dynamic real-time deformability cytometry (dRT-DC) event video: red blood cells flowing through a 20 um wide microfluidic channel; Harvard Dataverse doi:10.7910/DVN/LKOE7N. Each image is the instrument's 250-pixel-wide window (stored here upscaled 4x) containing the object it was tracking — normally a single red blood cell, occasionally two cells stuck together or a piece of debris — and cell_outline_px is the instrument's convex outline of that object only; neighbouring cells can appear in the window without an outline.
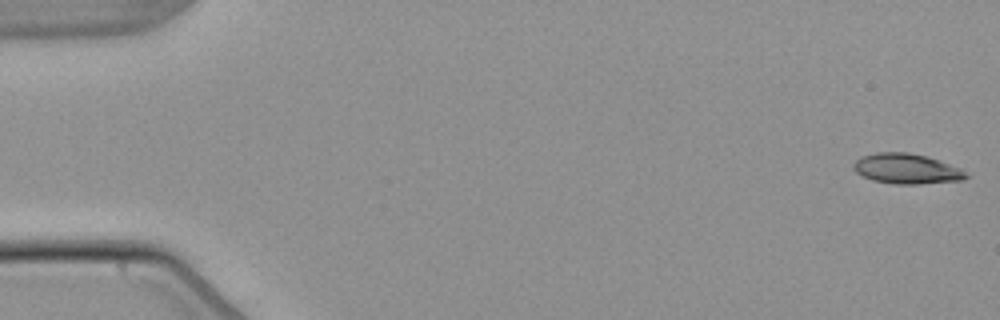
{"species": "common noctule bat (a hibernating species)", "species_latin": "Nyctalus noctula", "temperature_condition": "warm", "stored_images_in_passage": 6, "camera_frame_rate_fps": 3000, "um_per_image_px": 0.085, "animal": {"sex": "male", "body_mass_g": 21.5, "forearm_length_mm": 52.0}, "frame": {"image": 1, "passage_image": 1, "time_ms": 0.0, "image_size_px": [1000, 320], "cell_outline_px": [[968, 176], [964, 180], [920, 184], [896, 184], [872, 180], [856, 172], [852, 168], [852, 164], [860, 156], [876, 152], [908, 152], [924, 156], [960, 168]], "centroid_in_image_um": [77.01, 14.34], "position_along_channel_um": 8.0, "area_um2": 19.65}}
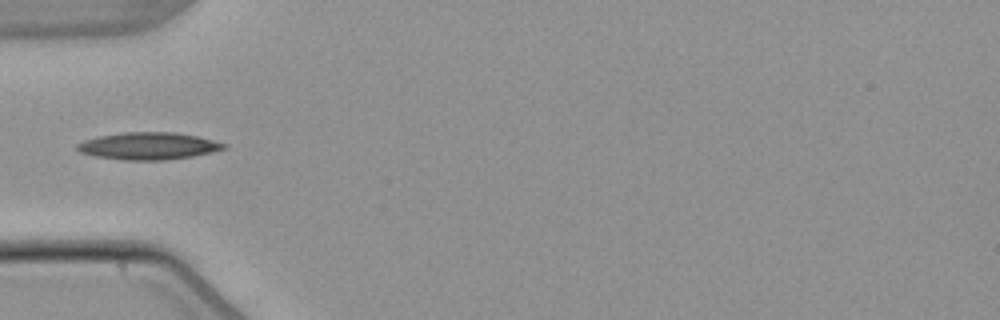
{"frame": {"image": 2, "passage_image": 5, "time_ms": 5.667, "image_size_px": [1000, 320], "cell_outline_px": [[228, 148], [192, 156], [164, 160], [124, 160], [96, 156], [80, 152], [76, 148], [76, 144], [84, 140], [96, 136], [124, 132], [176, 132], [196, 136], [228, 144]], "centroid_in_image_um": [12.6, 12.4], "position_along_channel_um": 72.4, "area_um2": 23.24}}
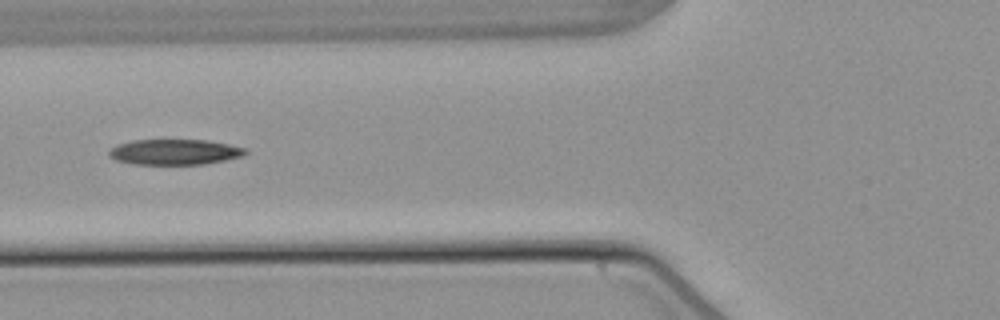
{"frame": {"image": 3, "passage_image": 6, "time_ms": 6.667, "image_size_px": [1000, 320], "cell_outline_px": [[248, 152], [240, 156], [224, 160], [204, 164], [132, 164], [116, 160], [108, 156], [108, 152], [116, 144], [132, 140], [208, 140], [248, 148]], "centroid_in_image_um": [14.82, 12.91], "position_along_channel_um": 111.0, "area_um2": 20.29}}